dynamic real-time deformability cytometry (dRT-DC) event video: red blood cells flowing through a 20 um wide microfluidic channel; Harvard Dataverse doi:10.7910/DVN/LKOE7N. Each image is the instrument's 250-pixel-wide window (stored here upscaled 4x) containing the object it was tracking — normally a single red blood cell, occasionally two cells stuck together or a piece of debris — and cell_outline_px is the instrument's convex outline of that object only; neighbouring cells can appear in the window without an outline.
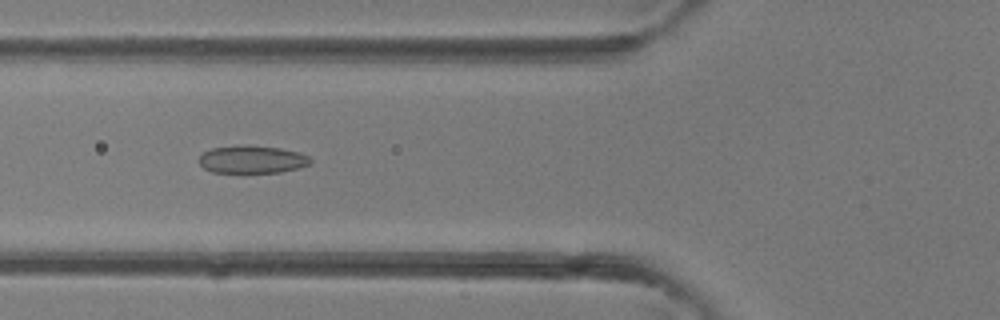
{"species": "common noctule bat (a hibernating species)", "species_latin": "Nyctalus noctula", "temperature_condition": "room temperature", "stored_images_in_passage": 41, "camera_frame_rate_fps": 3000, "um_per_image_px": 0.085, "animal": {"sex": "female"}, "frame": {"image": 1, "passage_image": 15, "time_ms": 4.667, "image_size_px": [1000, 320], "cell_outline_px": [[312, 160], [308, 164], [300, 168], [280, 172], [212, 172], [204, 168], [200, 164], [200, 156], [204, 152], [212, 148], [280, 148], [300, 152], [308, 156]], "centroid_in_image_um": [21.48, 13.6], "position_along_channel_um": 104.3, "area_um2": 16.99}}
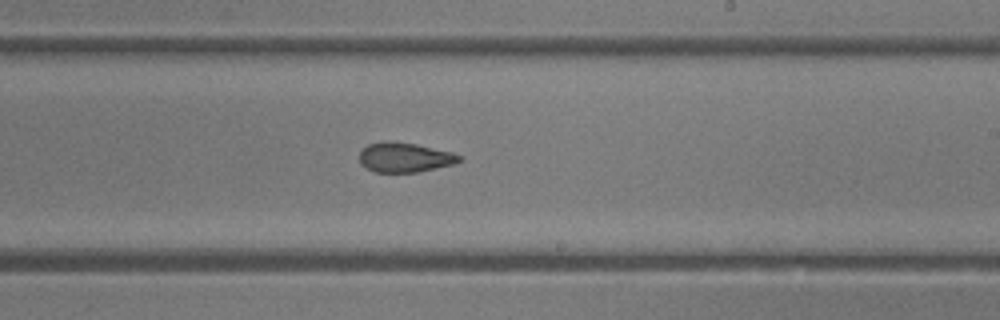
{"frame": {"image": 2, "passage_image": 24, "time_ms": 7.667, "image_size_px": [1000, 320], "cell_outline_px": [[464, 160], [456, 164], [420, 172], [376, 172], [360, 164], [360, 152], [368, 144], [384, 140], [392, 140], [416, 144], [452, 152], [460, 156]], "centroid_in_image_um": [34.43, 13.37], "position_along_channel_um": 254.6, "area_um2": 17.51}}
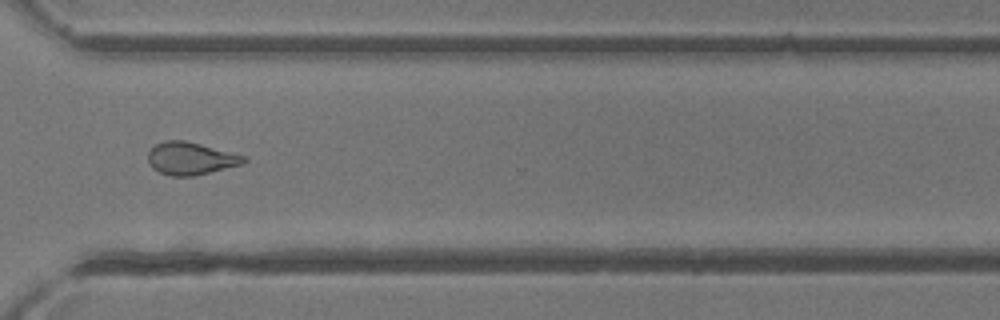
{"frame": {"image": 3, "passage_image": 30, "time_ms": 9.667, "image_size_px": [1000, 320], "cell_outline_px": [[248, 160], [244, 164], [192, 176], [172, 176], [160, 172], [152, 168], [148, 160], [148, 152], [156, 144], [164, 140], [184, 140], [248, 156]], "centroid_in_image_um": [16.24, 13.46], "position_along_channel_um": 354.4, "area_um2": 18.21}}